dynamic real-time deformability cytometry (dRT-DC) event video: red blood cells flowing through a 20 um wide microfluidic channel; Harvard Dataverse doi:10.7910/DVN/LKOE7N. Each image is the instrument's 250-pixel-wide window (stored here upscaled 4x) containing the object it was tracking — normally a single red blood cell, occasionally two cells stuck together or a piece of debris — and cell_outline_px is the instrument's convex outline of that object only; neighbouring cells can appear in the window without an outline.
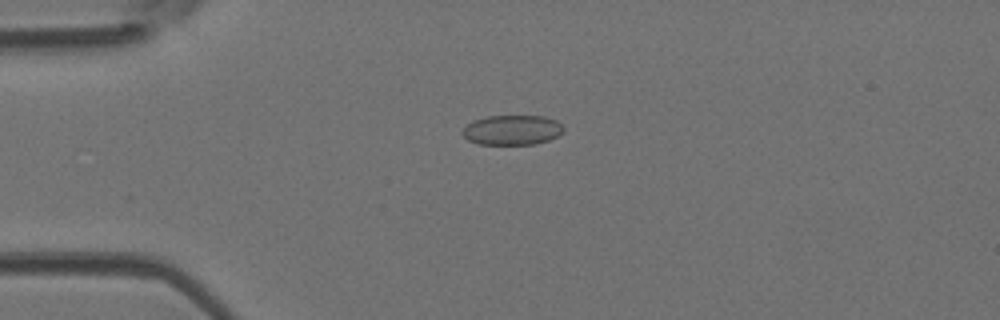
{"species": "Egyptian fruit bat (a non-hibernating species)", "species_latin": "Rousettus aegyptiacus", "temperature_condition": "room temperature", "stored_images_in_passage": 51, "camera_frame_rate_fps": 3000, "um_per_image_px": 0.085, "animal": {"sex": "female"}, "frame": {"image": 1, "passage_image": 12, "time_ms": 3.667, "image_size_px": [1000, 320], "cell_outline_px": [[564, 132], [548, 140], [536, 144], [480, 144], [468, 140], [460, 132], [472, 120], [488, 116], [544, 116], [556, 120], [564, 128]], "centroid_in_image_um": [43.53, 11.05], "position_along_channel_um": 41.5, "area_um2": 17.57}}
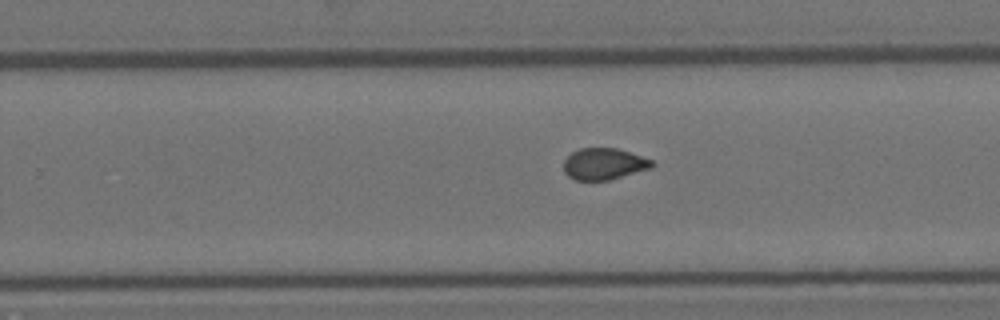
{"frame": {"image": 2, "passage_image": 32, "time_ms": 10.333, "image_size_px": [1000, 320], "cell_outline_px": [[656, 164], [652, 168], [608, 180], [576, 180], [568, 176], [564, 172], [564, 160], [572, 152], [580, 148], [616, 148], [652, 160]], "centroid_in_image_um": [51.33, 13.93], "position_along_channel_um": 278.5, "area_um2": 16.13}}
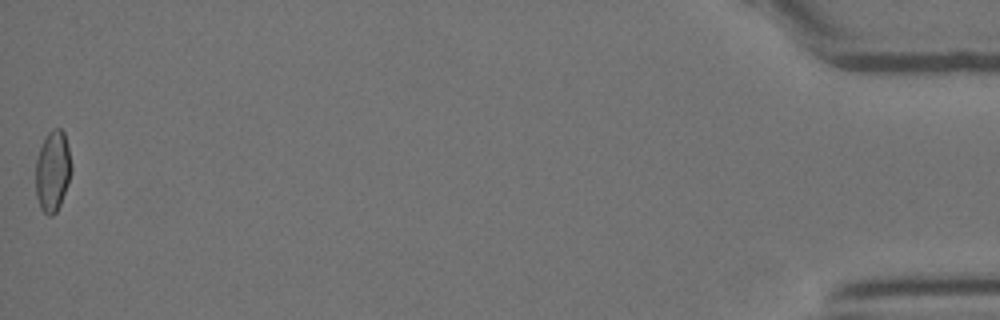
{"frame": {"image": 3, "passage_image": 51, "time_ms": 16.667, "image_size_px": [1000, 320], "cell_outline_px": [[72, 172], [68, 184], [60, 204], [56, 212], [52, 216], [48, 216], [40, 208], [36, 196], [36, 160], [40, 148], [48, 132], [52, 128], [60, 128], [64, 132], [68, 148], [72, 168]], "centroid_in_image_um": [4.48, 14.55], "position_along_channel_um": 430.7, "area_um2": 16.82}, "authors_computed_cell_mechanics": {"area_um2": 16.8776, "velocity_mm_per_s": 3.9278, "shape_relaxation_time_tau1_ms": null, "shape_relaxation_time_tau2_ms": 1.2058, "deformation_change_tau1": null, "deformation_change_tau2": 0.0542}}